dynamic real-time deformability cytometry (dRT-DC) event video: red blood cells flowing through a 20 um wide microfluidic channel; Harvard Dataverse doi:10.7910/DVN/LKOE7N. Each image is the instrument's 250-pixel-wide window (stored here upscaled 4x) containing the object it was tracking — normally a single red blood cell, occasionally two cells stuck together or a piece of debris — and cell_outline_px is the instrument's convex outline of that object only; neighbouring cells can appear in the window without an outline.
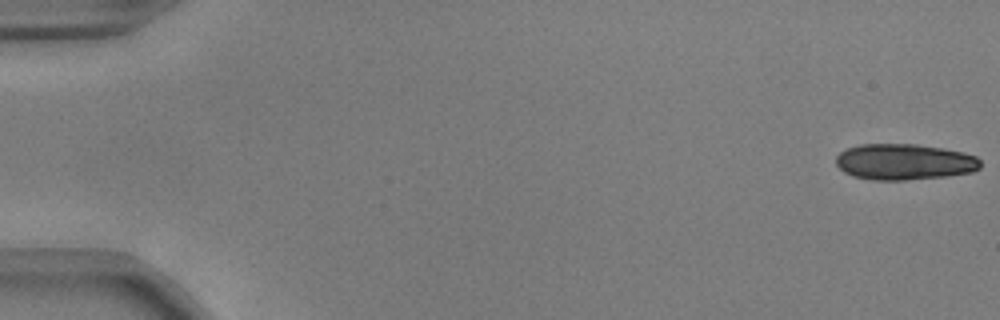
{"species": "common noctule bat (a hibernating species)", "species_latin": "Nyctalus noctula", "temperature_condition": "warm", "stored_images_in_passage": 55, "camera_frame_rate_fps": 3000, "um_per_image_px": 0.085, "animal": {"sex": "male", "body_mass_g": 17.9, "forearm_length_mm": 54.2}, "frame": {"image": 1, "passage_image": 1, "time_ms": 0.0, "image_size_px": [1000, 320], "cell_outline_px": [[980, 168], [972, 172], [948, 176], [904, 180], [872, 180], [852, 176], [844, 172], [836, 164], [836, 156], [840, 152], [848, 148], [860, 144], [916, 144], [940, 148], [960, 152], [976, 156], [980, 160]], "centroid_in_image_um": [76.84, 13.76], "position_along_channel_um": 8.2, "area_um2": 30.29}}
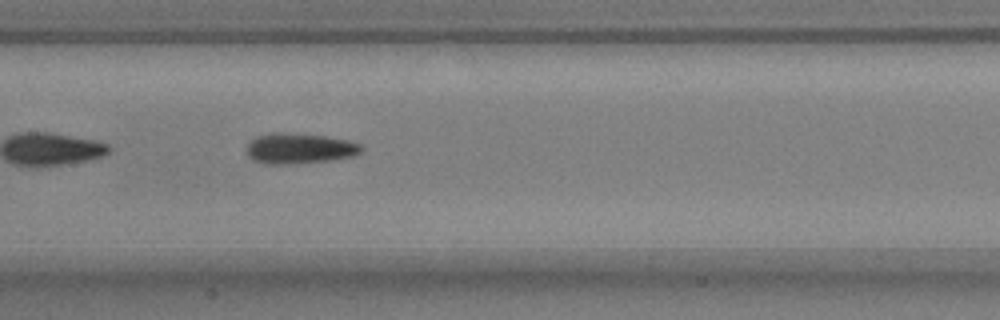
{"frame": {"image": 2, "passage_image": 28, "time_ms": 9.0, "image_size_px": [1000, 320], "cell_outline_px": [[364, 148], [360, 152], [352, 156], [332, 160], [296, 164], [264, 164], [252, 160], [248, 156], [248, 144], [256, 136], [272, 132], [280, 132], [324, 136], [348, 140], [360, 144]], "centroid_in_image_um": [25.44, 12.63], "position_along_channel_um": 182.0, "area_um2": 20.46}}
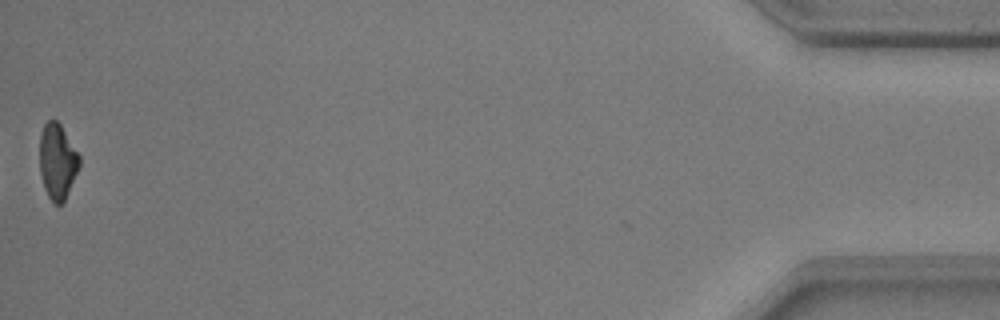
{"frame": {"image": 3, "passage_image": 55, "time_ms": 18.0, "image_size_px": [1000, 320], "cell_outline_px": [[80, 168], [64, 200], [60, 204], [56, 204], [48, 196], [44, 188], [40, 172], [40, 136], [44, 124], [48, 120], [56, 120], [60, 124], [80, 156]], "centroid_in_image_um": [4.89, 13.71], "position_along_channel_um": 430.3, "area_um2": 17.34}, "authors_computed_cell_mechanics": {"area_um2": 19.1896, "velocity_mm_per_s": 3.7509, "shape_relaxation_time_tau1_ms": 3.7369, "shape_relaxation_time_tau2_ms": 4.7077, "deformation_change_tau1": 0.1582, "deformation_change_tau2": 0.1286}}